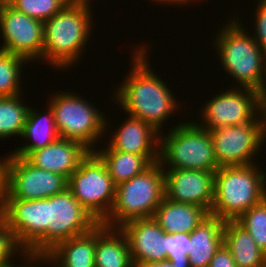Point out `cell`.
I'll use <instances>...</instances> for the list:
<instances>
[{
	"label": "cell",
	"instance_id": "cell-9",
	"mask_svg": "<svg viewBox=\"0 0 266 267\" xmlns=\"http://www.w3.org/2000/svg\"><path fill=\"white\" fill-rule=\"evenodd\" d=\"M209 133L218 167L256 164L253 156L266 139L265 112L253 122L213 128Z\"/></svg>",
	"mask_w": 266,
	"mask_h": 267
},
{
	"label": "cell",
	"instance_id": "cell-11",
	"mask_svg": "<svg viewBox=\"0 0 266 267\" xmlns=\"http://www.w3.org/2000/svg\"><path fill=\"white\" fill-rule=\"evenodd\" d=\"M8 155L4 199L49 198L67 188L68 180L61 174L37 168L24 157Z\"/></svg>",
	"mask_w": 266,
	"mask_h": 267
},
{
	"label": "cell",
	"instance_id": "cell-13",
	"mask_svg": "<svg viewBox=\"0 0 266 267\" xmlns=\"http://www.w3.org/2000/svg\"><path fill=\"white\" fill-rule=\"evenodd\" d=\"M1 51L14 54L28 62L42 59L44 23L17 11L7 2L0 4Z\"/></svg>",
	"mask_w": 266,
	"mask_h": 267
},
{
	"label": "cell",
	"instance_id": "cell-37",
	"mask_svg": "<svg viewBox=\"0 0 266 267\" xmlns=\"http://www.w3.org/2000/svg\"><path fill=\"white\" fill-rule=\"evenodd\" d=\"M152 1H156V3L158 2L159 4H160V2H162V4H164V2H165V4L166 3H168V4L175 3V4H182L183 5V4H186V3L189 4V2H191L192 0H152Z\"/></svg>",
	"mask_w": 266,
	"mask_h": 267
},
{
	"label": "cell",
	"instance_id": "cell-36",
	"mask_svg": "<svg viewBox=\"0 0 266 267\" xmlns=\"http://www.w3.org/2000/svg\"><path fill=\"white\" fill-rule=\"evenodd\" d=\"M259 105L263 111L266 110V66L263 75V80L260 87L257 90Z\"/></svg>",
	"mask_w": 266,
	"mask_h": 267
},
{
	"label": "cell",
	"instance_id": "cell-6",
	"mask_svg": "<svg viewBox=\"0 0 266 267\" xmlns=\"http://www.w3.org/2000/svg\"><path fill=\"white\" fill-rule=\"evenodd\" d=\"M185 122L170 128L165 137L160 132L161 166L164 168L167 165L169 169L216 171L219 167L209 130L199 126L196 121Z\"/></svg>",
	"mask_w": 266,
	"mask_h": 267
},
{
	"label": "cell",
	"instance_id": "cell-8",
	"mask_svg": "<svg viewBox=\"0 0 266 267\" xmlns=\"http://www.w3.org/2000/svg\"><path fill=\"white\" fill-rule=\"evenodd\" d=\"M67 187L98 223L109 216L115 202L116 184L95 151H89L81 160L69 177Z\"/></svg>",
	"mask_w": 266,
	"mask_h": 267
},
{
	"label": "cell",
	"instance_id": "cell-4",
	"mask_svg": "<svg viewBox=\"0 0 266 267\" xmlns=\"http://www.w3.org/2000/svg\"><path fill=\"white\" fill-rule=\"evenodd\" d=\"M234 18L218 32L215 44L220 62L240 88L258 90L266 66V53Z\"/></svg>",
	"mask_w": 266,
	"mask_h": 267
},
{
	"label": "cell",
	"instance_id": "cell-15",
	"mask_svg": "<svg viewBox=\"0 0 266 267\" xmlns=\"http://www.w3.org/2000/svg\"><path fill=\"white\" fill-rule=\"evenodd\" d=\"M165 173V197L179 203L204 208L209 214L214 202L215 171L168 169Z\"/></svg>",
	"mask_w": 266,
	"mask_h": 267
},
{
	"label": "cell",
	"instance_id": "cell-31",
	"mask_svg": "<svg viewBox=\"0 0 266 267\" xmlns=\"http://www.w3.org/2000/svg\"><path fill=\"white\" fill-rule=\"evenodd\" d=\"M193 249L189 233L168 234L167 260L171 262H187V256Z\"/></svg>",
	"mask_w": 266,
	"mask_h": 267
},
{
	"label": "cell",
	"instance_id": "cell-20",
	"mask_svg": "<svg viewBox=\"0 0 266 267\" xmlns=\"http://www.w3.org/2000/svg\"><path fill=\"white\" fill-rule=\"evenodd\" d=\"M209 213L202 207L172 201L164 196L153 219L169 235L191 233Z\"/></svg>",
	"mask_w": 266,
	"mask_h": 267
},
{
	"label": "cell",
	"instance_id": "cell-3",
	"mask_svg": "<svg viewBox=\"0 0 266 267\" xmlns=\"http://www.w3.org/2000/svg\"><path fill=\"white\" fill-rule=\"evenodd\" d=\"M255 164L221 166L215 171L214 202L210 214L236 221L266 197V174Z\"/></svg>",
	"mask_w": 266,
	"mask_h": 267
},
{
	"label": "cell",
	"instance_id": "cell-19",
	"mask_svg": "<svg viewBox=\"0 0 266 267\" xmlns=\"http://www.w3.org/2000/svg\"><path fill=\"white\" fill-rule=\"evenodd\" d=\"M95 248L96 227L86 234L72 237L59 243L48 254H32L25 252L23 256L26 260L30 261L29 264L31 265L33 262L39 260V262L53 263L55 267H96Z\"/></svg>",
	"mask_w": 266,
	"mask_h": 267
},
{
	"label": "cell",
	"instance_id": "cell-24",
	"mask_svg": "<svg viewBox=\"0 0 266 267\" xmlns=\"http://www.w3.org/2000/svg\"><path fill=\"white\" fill-rule=\"evenodd\" d=\"M48 107V112H45L44 115L30 107L20 137H24V139H27L26 141L30 139L32 143H27V145L25 144L22 147H18L11 155L24 157L28 152L41 149L60 138L53 111L50 106Z\"/></svg>",
	"mask_w": 266,
	"mask_h": 267
},
{
	"label": "cell",
	"instance_id": "cell-28",
	"mask_svg": "<svg viewBox=\"0 0 266 267\" xmlns=\"http://www.w3.org/2000/svg\"><path fill=\"white\" fill-rule=\"evenodd\" d=\"M266 254V197L236 220Z\"/></svg>",
	"mask_w": 266,
	"mask_h": 267
},
{
	"label": "cell",
	"instance_id": "cell-26",
	"mask_svg": "<svg viewBox=\"0 0 266 267\" xmlns=\"http://www.w3.org/2000/svg\"><path fill=\"white\" fill-rule=\"evenodd\" d=\"M20 96H0V139L22 134L30 107L21 102Z\"/></svg>",
	"mask_w": 266,
	"mask_h": 267
},
{
	"label": "cell",
	"instance_id": "cell-25",
	"mask_svg": "<svg viewBox=\"0 0 266 267\" xmlns=\"http://www.w3.org/2000/svg\"><path fill=\"white\" fill-rule=\"evenodd\" d=\"M106 148L104 150H95V152L104 161L109 175L116 185L130 180L151 165L142 155L115 151L108 145Z\"/></svg>",
	"mask_w": 266,
	"mask_h": 267
},
{
	"label": "cell",
	"instance_id": "cell-39",
	"mask_svg": "<svg viewBox=\"0 0 266 267\" xmlns=\"http://www.w3.org/2000/svg\"><path fill=\"white\" fill-rule=\"evenodd\" d=\"M37 264H38V263H36L35 266H34V265H32V266H31V265H28V266H26V265H25V266H23V265H22V266H19V265H18L17 267H36ZM12 267H15V265L12 264Z\"/></svg>",
	"mask_w": 266,
	"mask_h": 267
},
{
	"label": "cell",
	"instance_id": "cell-2",
	"mask_svg": "<svg viewBox=\"0 0 266 267\" xmlns=\"http://www.w3.org/2000/svg\"><path fill=\"white\" fill-rule=\"evenodd\" d=\"M90 12V3H67L44 22L42 59L48 61V65L62 69L77 62L90 38L93 24Z\"/></svg>",
	"mask_w": 266,
	"mask_h": 267
},
{
	"label": "cell",
	"instance_id": "cell-7",
	"mask_svg": "<svg viewBox=\"0 0 266 267\" xmlns=\"http://www.w3.org/2000/svg\"><path fill=\"white\" fill-rule=\"evenodd\" d=\"M59 92L50 99L48 106L53 111L60 138L79 141L90 151H95L93 147L107 131V122L110 121L78 94Z\"/></svg>",
	"mask_w": 266,
	"mask_h": 267
},
{
	"label": "cell",
	"instance_id": "cell-16",
	"mask_svg": "<svg viewBox=\"0 0 266 267\" xmlns=\"http://www.w3.org/2000/svg\"><path fill=\"white\" fill-rule=\"evenodd\" d=\"M134 264L167 260L168 234L152 218L135 219L121 227Z\"/></svg>",
	"mask_w": 266,
	"mask_h": 267
},
{
	"label": "cell",
	"instance_id": "cell-22",
	"mask_svg": "<svg viewBox=\"0 0 266 267\" xmlns=\"http://www.w3.org/2000/svg\"><path fill=\"white\" fill-rule=\"evenodd\" d=\"M96 226V267H134L126 235L120 228Z\"/></svg>",
	"mask_w": 266,
	"mask_h": 267
},
{
	"label": "cell",
	"instance_id": "cell-17",
	"mask_svg": "<svg viewBox=\"0 0 266 267\" xmlns=\"http://www.w3.org/2000/svg\"><path fill=\"white\" fill-rule=\"evenodd\" d=\"M89 151L79 141L59 138L41 149L28 152L24 158L35 167L61 174L68 180Z\"/></svg>",
	"mask_w": 266,
	"mask_h": 267
},
{
	"label": "cell",
	"instance_id": "cell-40",
	"mask_svg": "<svg viewBox=\"0 0 266 267\" xmlns=\"http://www.w3.org/2000/svg\"><path fill=\"white\" fill-rule=\"evenodd\" d=\"M0 267H12V263L7 264V265H2V266H0Z\"/></svg>",
	"mask_w": 266,
	"mask_h": 267
},
{
	"label": "cell",
	"instance_id": "cell-41",
	"mask_svg": "<svg viewBox=\"0 0 266 267\" xmlns=\"http://www.w3.org/2000/svg\"><path fill=\"white\" fill-rule=\"evenodd\" d=\"M7 2V0H0V4Z\"/></svg>",
	"mask_w": 266,
	"mask_h": 267
},
{
	"label": "cell",
	"instance_id": "cell-29",
	"mask_svg": "<svg viewBox=\"0 0 266 267\" xmlns=\"http://www.w3.org/2000/svg\"><path fill=\"white\" fill-rule=\"evenodd\" d=\"M7 3L41 22H45L60 12L66 5V0H7Z\"/></svg>",
	"mask_w": 266,
	"mask_h": 267
},
{
	"label": "cell",
	"instance_id": "cell-23",
	"mask_svg": "<svg viewBox=\"0 0 266 267\" xmlns=\"http://www.w3.org/2000/svg\"><path fill=\"white\" fill-rule=\"evenodd\" d=\"M223 244L230 251L237 267H266V254L237 221H225Z\"/></svg>",
	"mask_w": 266,
	"mask_h": 267
},
{
	"label": "cell",
	"instance_id": "cell-5",
	"mask_svg": "<svg viewBox=\"0 0 266 267\" xmlns=\"http://www.w3.org/2000/svg\"><path fill=\"white\" fill-rule=\"evenodd\" d=\"M164 187V169L157 161L137 176L116 185L114 205L102 224L119 228L135 219L152 218L165 196Z\"/></svg>",
	"mask_w": 266,
	"mask_h": 267
},
{
	"label": "cell",
	"instance_id": "cell-30",
	"mask_svg": "<svg viewBox=\"0 0 266 267\" xmlns=\"http://www.w3.org/2000/svg\"><path fill=\"white\" fill-rule=\"evenodd\" d=\"M17 252L19 255L25 253L17 243L13 231L0 216V266L10 264L11 257L17 255Z\"/></svg>",
	"mask_w": 266,
	"mask_h": 267
},
{
	"label": "cell",
	"instance_id": "cell-12",
	"mask_svg": "<svg viewBox=\"0 0 266 267\" xmlns=\"http://www.w3.org/2000/svg\"><path fill=\"white\" fill-rule=\"evenodd\" d=\"M47 254L59 243L90 232L99 223L67 187L47 198Z\"/></svg>",
	"mask_w": 266,
	"mask_h": 267
},
{
	"label": "cell",
	"instance_id": "cell-14",
	"mask_svg": "<svg viewBox=\"0 0 266 267\" xmlns=\"http://www.w3.org/2000/svg\"><path fill=\"white\" fill-rule=\"evenodd\" d=\"M237 88L238 85L208 100L201 112L203 124L200 125L199 122L197 124L210 130L255 121L257 116L264 112L259 105L257 91Z\"/></svg>",
	"mask_w": 266,
	"mask_h": 267
},
{
	"label": "cell",
	"instance_id": "cell-1",
	"mask_svg": "<svg viewBox=\"0 0 266 267\" xmlns=\"http://www.w3.org/2000/svg\"><path fill=\"white\" fill-rule=\"evenodd\" d=\"M146 47V48H145ZM134 49L130 74L126 81L116 89L117 104L129 116L141 119L156 131H162V125L168 117L177 111L179 104L171 90L161 78L151 71L147 61V46Z\"/></svg>",
	"mask_w": 266,
	"mask_h": 267
},
{
	"label": "cell",
	"instance_id": "cell-21",
	"mask_svg": "<svg viewBox=\"0 0 266 267\" xmlns=\"http://www.w3.org/2000/svg\"><path fill=\"white\" fill-rule=\"evenodd\" d=\"M225 221L209 214L189 233L193 249L187 256L190 267H208L215 252L223 245Z\"/></svg>",
	"mask_w": 266,
	"mask_h": 267
},
{
	"label": "cell",
	"instance_id": "cell-35",
	"mask_svg": "<svg viewBox=\"0 0 266 267\" xmlns=\"http://www.w3.org/2000/svg\"><path fill=\"white\" fill-rule=\"evenodd\" d=\"M6 163L7 157L0 160V212L3 206L5 197V183H6Z\"/></svg>",
	"mask_w": 266,
	"mask_h": 267
},
{
	"label": "cell",
	"instance_id": "cell-32",
	"mask_svg": "<svg viewBox=\"0 0 266 267\" xmlns=\"http://www.w3.org/2000/svg\"><path fill=\"white\" fill-rule=\"evenodd\" d=\"M255 13L254 40L266 53V0H258ZM257 34V35H256Z\"/></svg>",
	"mask_w": 266,
	"mask_h": 267
},
{
	"label": "cell",
	"instance_id": "cell-27",
	"mask_svg": "<svg viewBox=\"0 0 266 267\" xmlns=\"http://www.w3.org/2000/svg\"><path fill=\"white\" fill-rule=\"evenodd\" d=\"M27 62L22 57L0 50V96L21 94L20 76L22 66Z\"/></svg>",
	"mask_w": 266,
	"mask_h": 267
},
{
	"label": "cell",
	"instance_id": "cell-10",
	"mask_svg": "<svg viewBox=\"0 0 266 267\" xmlns=\"http://www.w3.org/2000/svg\"><path fill=\"white\" fill-rule=\"evenodd\" d=\"M0 216L24 252L47 254V198L4 199Z\"/></svg>",
	"mask_w": 266,
	"mask_h": 267
},
{
	"label": "cell",
	"instance_id": "cell-34",
	"mask_svg": "<svg viewBox=\"0 0 266 267\" xmlns=\"http://www.w3.org/2000/svg\"><path fill=\"white\" fill-rule=\"evenodd\" d=\"M134 267H190L188 262H171L169 260H162L156 262H144L139 264H134Z\"/></svg>",
	"mask_w": 266,
	"mask_h": 267
},
{
	"label": "cell",
	"instance_id": "cell-33",
	"mask_svg": "<svg viewBox=\"0 0 266 267\" xmlns=\"http://www.w3.org/2000/svg\"><path fill=\"white\" fill-rule=\"evenodd\" d=\"M208 267H237L230 251L223 244L214 254Z\"/></svg>",
	"mask_w": 266,
	"mask_h": 267
},
{
	"label": "cell",
	"instance_id": "cell-38",
	"mask_svg": "<svg viewBox=\"0 0 266 267\" xmlns=\"http://www.w3.org/2000/svg\"><path fill=\"white\" fill-rule=\"evenodd\" d=\"M68 3H87L89 4V1L91 0H66Z\"/></svg>",
	"mask_w": 266,
	"mask_h": 267
},
{
	"label": "cell",
	"instance_id": "cell-18",
	"mask_svg": "<svg viewBox=\"0 0 266 267\" xmlns=\"http://www.w3.org/2000/svg\"><path fill=\"white\" fill-rule=\"evenodd\" d=\"M160 133L151 125L131 116L111 136L115 151L144 156L151 164L159 161Z\"/></svg>",
	"mask_w": 266,
	"mask_h": 267
}]
</instances>
